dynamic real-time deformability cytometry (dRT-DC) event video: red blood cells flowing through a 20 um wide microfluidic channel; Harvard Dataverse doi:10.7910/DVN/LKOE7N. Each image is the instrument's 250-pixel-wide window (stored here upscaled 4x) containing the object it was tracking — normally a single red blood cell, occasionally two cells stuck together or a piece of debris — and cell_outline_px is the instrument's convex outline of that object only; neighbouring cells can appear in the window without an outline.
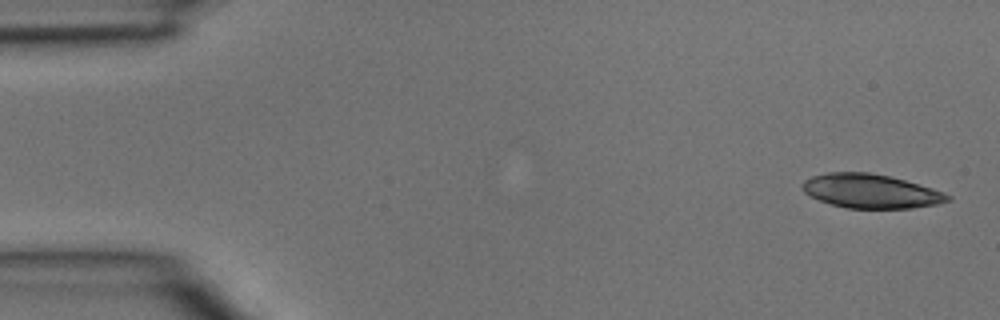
{"species": "common noctule bat (a hibernating species)", "species_latin": "Nyctalus noctula", "temperature_condition": "room temperature", "stored_images_in_passage": 3, "camera_frame_rate_fps": 3000, "um_per_image_px": 0.085, "animal": {"sex": "male", "body_mass_g": 15.6}, "frame": {"image": 1, "passage_image": 1, "time_ms": 0.0, "image_size_px": [1000, 320], "cell_outline_px": [[952, 200], [936, 204], [912, 208], [848, 208], [832, 204], [820, 200], [804, 192], [800, 188], [800, 184], [804, 180], [812, 176], [828, 172], [868, 172], [888, 176], [904, 180], [932, 188], [944, 192], [952, 196]], "centroid_in_image_um": [74.0, 16.24], "position_along_channel_um": 11.0, "area_um2": 28.73}}